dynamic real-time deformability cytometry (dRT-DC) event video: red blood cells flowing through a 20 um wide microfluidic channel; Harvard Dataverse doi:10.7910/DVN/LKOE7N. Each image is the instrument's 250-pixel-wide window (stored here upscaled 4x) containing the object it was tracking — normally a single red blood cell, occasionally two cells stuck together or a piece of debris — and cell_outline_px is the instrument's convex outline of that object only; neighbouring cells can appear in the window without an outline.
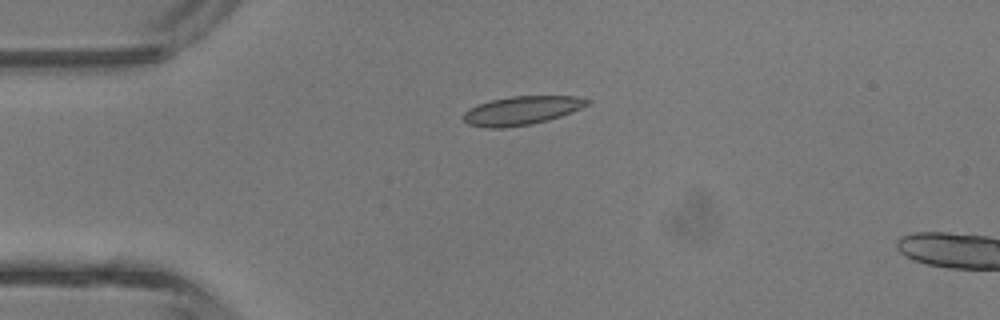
{"species": "common noctule bat (a hibernating species)", "species_latin": "Nyctalus noctula", "temperature_condition": "room temperature", "stored_images_in_passage": 4, "camera_frame_rate_fps": 3000, "um_per_image_px": 0.085, "animal": {"sex": "male", "body_mass_g": 13.3}, "frame": {"image": 1, "passage_image": 3, "time_ms": 2.333, "image_size_px": [1000, 320], "cell_outline_px": [[592, 100], [588, 104], [572, 112], [548, 120], [532, 124], [504, 128], [488, 128], [468, 124], [464, 120], [464, 112], [468, 108], [476, 104], [492, 100], [512, 96], [576, 96]], "centroid_in_image_um": [44.33, 9.39], "position_along_channel_um": 40.7, "area_um2": 20.69}}